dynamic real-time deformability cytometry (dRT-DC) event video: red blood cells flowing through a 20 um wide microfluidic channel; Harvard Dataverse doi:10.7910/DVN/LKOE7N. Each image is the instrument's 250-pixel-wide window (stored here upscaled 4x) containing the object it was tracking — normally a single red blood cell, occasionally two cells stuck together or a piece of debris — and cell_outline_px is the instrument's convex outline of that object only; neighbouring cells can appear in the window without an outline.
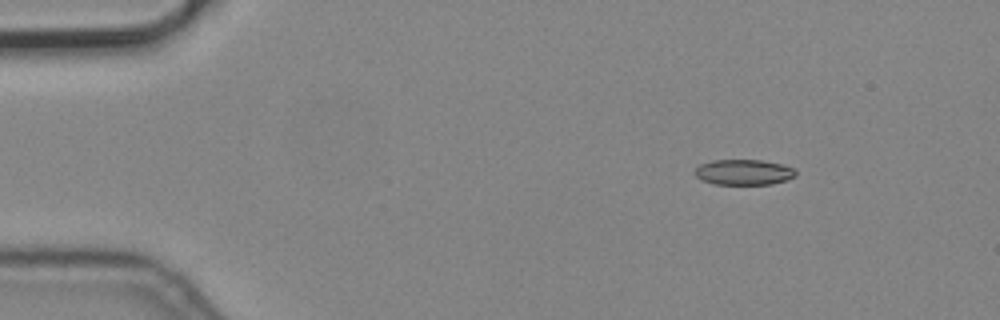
{"species": "common noctule bat (a hibernating species)", "species_latin": "Nyctalus noctula", "temperature_condition": "cold", "stored_images_in_passage": 4, "camera_frame_rate_fps": 3000, "um_per_image_px": 0.085, "animal": {"sex": "male", "body_mass_g": 19.2, "forearm_length_mm": 51.8}, "frame": {"image": 1, "passage_image": 1, "time_ms": 0.0, "image_size_px": [1000, 320], "cell_outline_px": [[796, 176], [788, 180], [772, 184], [712, 184], [700, 180], [692, 172], [700, 164], [712, 160], [760, 160], [780, 164], [792, 168], [796, 172]], "centroid_in_image_um": [63.17, 14.64], "position_along_channel_um": 21.8, "area_um2": 15.09}}
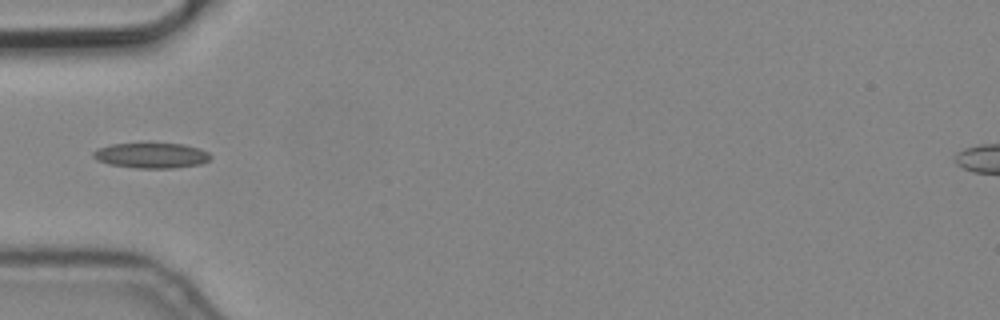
{"frame": {"image": 2, "passage_image": 4, "time_ms": 1.0, "image_size_px": [1000, 320], "cell_outline_px": [[212, 156], [208, 160], [200, 164], [172, 168], [136, 168], [112, 164], [96, 160], [92, 156], [92, 152], [96, 148], [112, 144], [184, 144], [200, 148], [208, 152]], "centroid_in_image_um": [12.86, 13.21], "position_along_channel_um": 72.1, "area_um2": 17.17}}